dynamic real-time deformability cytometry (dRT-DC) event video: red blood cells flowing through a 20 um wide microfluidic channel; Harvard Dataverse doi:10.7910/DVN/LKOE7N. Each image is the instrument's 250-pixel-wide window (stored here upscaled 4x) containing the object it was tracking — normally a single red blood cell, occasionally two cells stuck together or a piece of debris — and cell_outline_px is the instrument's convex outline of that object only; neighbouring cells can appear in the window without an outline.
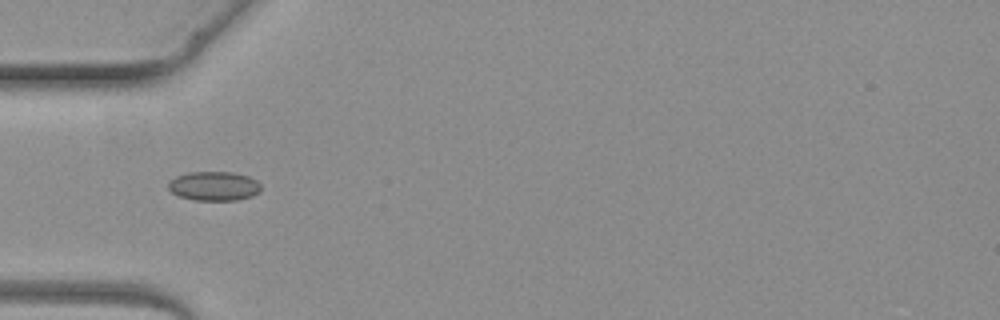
{"species": "common noctule bat (a hibernating species)", "species_latin": "Nyctalus noctula", "temperature_condition": "warm", "stored_images_in_passage": 2, "camera_frame_rate_fps": 3000, "um_per_image_px": 0.085, "animal": {"sex": "female", "body_mass_g": 19.3, "forearm_length_mm": 54.1}, "frame": {"image": 1, "passage_image": 2, "time_ms": 1.333, "image_size_px": [1000, 320], "cell_outline_px": [[260, 192], [252, 196], [236, 200], [192, 200], [180, 196], [172, 192], [168, 188], [168, 180], [176, 176], [188, 172], [232, 172], [248, 176], [256, 180], [260, 184]], "centroid_in_image_um": [18.17, 15.81], "position_along_channel_um": 66.8, "area_um2": 15.84}}